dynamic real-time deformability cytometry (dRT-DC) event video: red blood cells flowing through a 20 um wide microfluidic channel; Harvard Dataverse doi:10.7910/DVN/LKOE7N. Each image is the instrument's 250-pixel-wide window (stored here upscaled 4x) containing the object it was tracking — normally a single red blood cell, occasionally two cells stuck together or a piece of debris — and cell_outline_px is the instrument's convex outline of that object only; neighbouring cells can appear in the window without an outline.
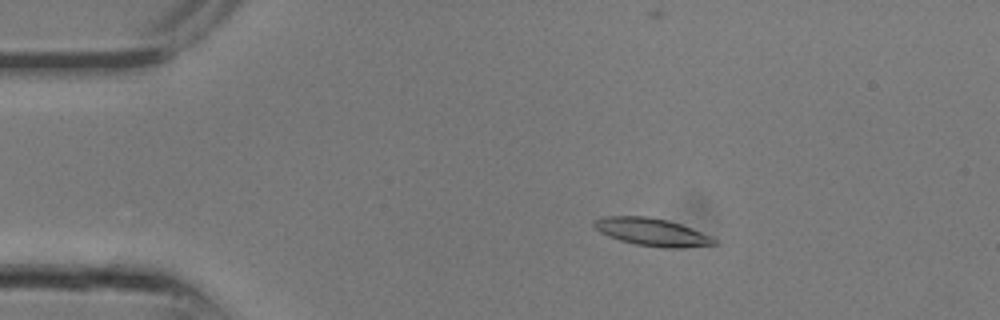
{"species": "common noctule bat (a hibernating species)", "species_latin": "Nyctalus noctula", "temperature_condition": "room temperature", "stored_images_in_passage": 13, "camera_frame_rate_fps": 3000, "um_per_image_px": 0.085, "animal": {"sex": "male", "body_mass_g": 13.3}, "frame": {"image": 1, "passage_image": 5, "time_ms": 1.333, "image_size_px": [1000, 320], "cell_outline_px": [[716, 244], [680, 248], [660, 248], [636, 244], [620, 240], [608, 236], [600, 232], [592, 224], [596, 220], [604, 216], [648, 216], [668, 220], [692, 228], [712, 236], [716, 240]], "centroid_in_image_um": [55.43, 19.72], "position_along_channel_um": 29.6, "area_um2": 19.36}}
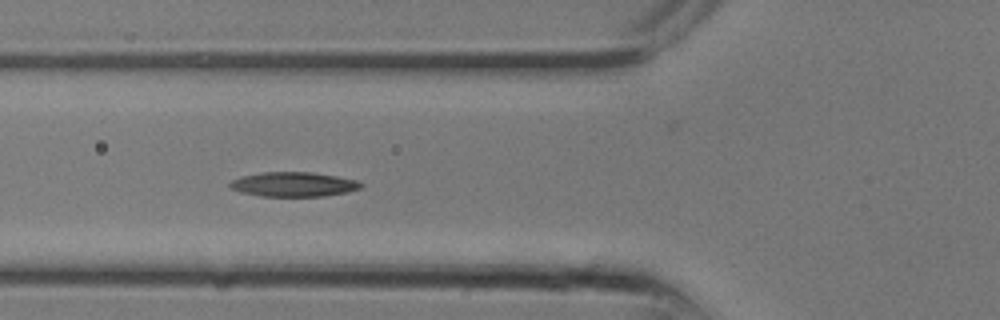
{"frame": {"image": 2, "passage_image": 10, "time_ms": 3.0, "image_size_px": [1000, 320], "cell_outline_px": [[364, 184], [360, 188], [348, 192], [324, 196], [260, 196], [244, 192], [232, 188], [228, 184], [232, 180], [240, 176], [260, 172], [312, 172], [336, 176], [356, 180]], "centroid_in_image_um": [24.97, 15.66], "position_along_channel_um": 100.8, "area_um2": 18.67}}
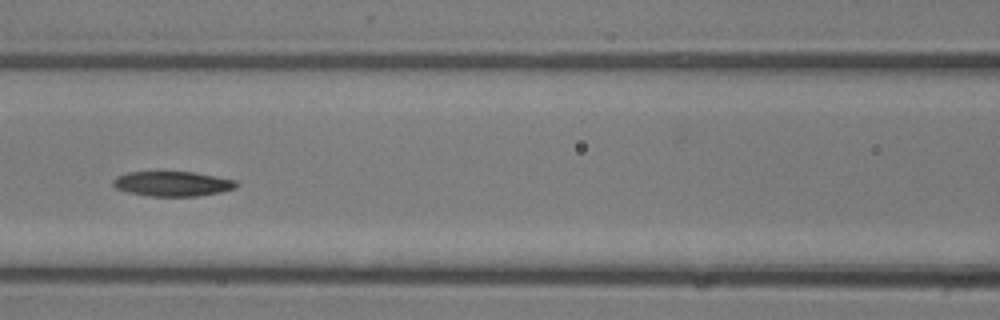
{"frame": {"image": 3, "passage_image": 12, "time_ms": 3.667, "image_size_px": [1000, 320], "cell_outline_px": [[240, 184], [236, 188], [220, 192], [196, 196], [148, 196], [128, 192], [116, 188], [112, 184], [112, 180], [116, 176], [128, 172], [192, 172], [216, 176], [236, 180]], "centroid_in_image_um": [14.67, 15.62], "position_along_channel_um": 151.9, "area_um2": 17.92}}